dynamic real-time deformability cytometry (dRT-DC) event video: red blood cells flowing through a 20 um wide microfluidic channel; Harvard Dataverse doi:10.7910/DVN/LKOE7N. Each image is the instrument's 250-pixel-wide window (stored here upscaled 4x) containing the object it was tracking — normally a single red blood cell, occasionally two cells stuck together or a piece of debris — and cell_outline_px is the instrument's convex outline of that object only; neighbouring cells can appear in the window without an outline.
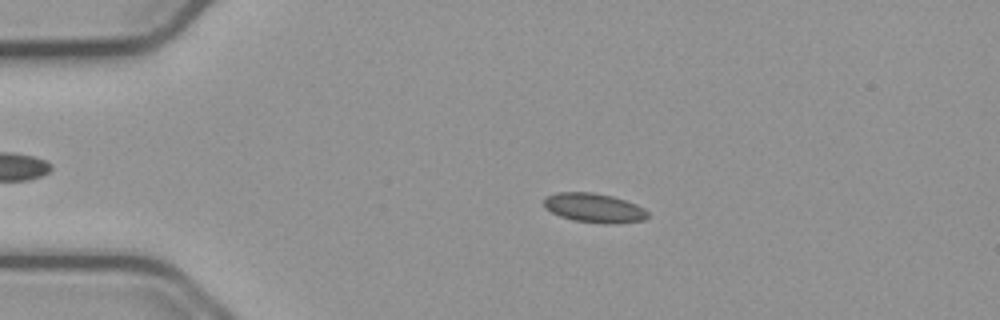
{"species": "common noctule bat (a hibernating species)", "species_latin": "Nyctalus noctula", "temperature_condition": "cold", "stored_images_in_passage": 54, "camera_frame_rate_fps": 3000, "um_per_image_px": 0.085, "animal": {"sex": "male", "body_mass_g": 23.1, "forearm_length_mm": 52.7}, "frame": {"image": 1, "passage_image": 11, "time_ms": 3.333, "image_size_px": [1000, 320], "cell_outline_px": [[648, 216], [644, 220], [572, 220], [560, 216], [544, 208], [544, 196], [556, 192], [592, 192], [612, 196], [636, 204], [644, 208], [648, 212]], "centroid_in_image_um": [50.39, 17.59], "position_along_channel_um": 34.6, "area_um2": 16.7}}
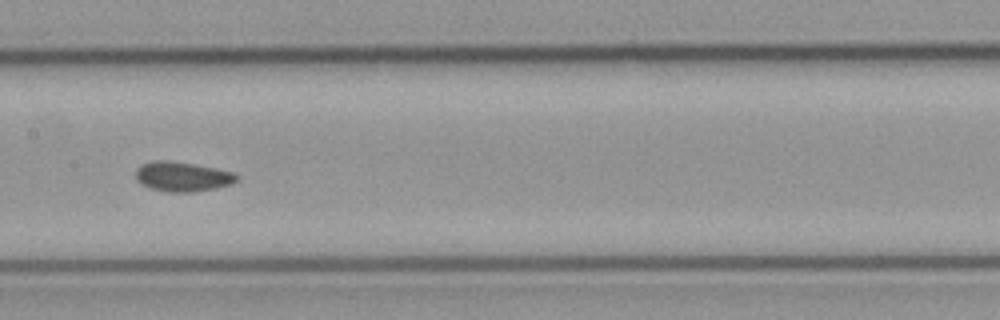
{"frame": {"image": 2, "passage_image": 27, "time_ms": 8.667, "image_size_px": [1000, 320], "cell_outline_px": [[236, 180], [232, 184], [192, 192], [168, 192], [152, 188], [136, 180], [136, 168], [152, 160], [164, 160], [192, 164], [216, 168], [232, 172], [236, 176]], "centroid_in_image_um": [15.48, 15.0], "position_along_channel_um": 191.9, "area_um2": 17.05}}
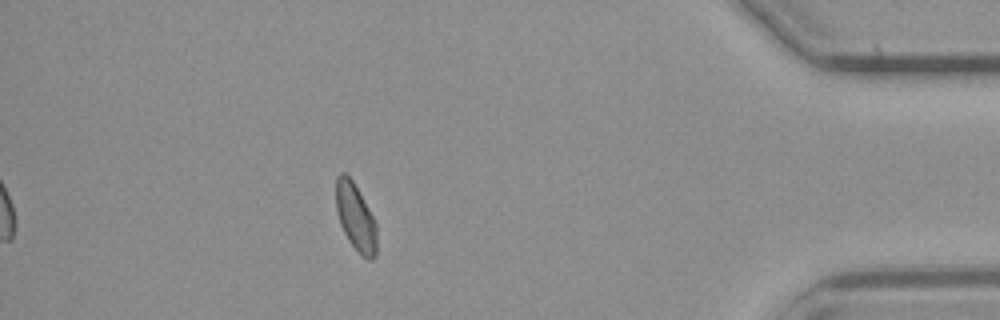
{"frame": {"image": 3, "passage_image": 48, "time_ms": 15.667, "image_size_px": [1000, 320], "cell_outline_px": [[376, 256], [372, 260], [368, 260], [360, 256], [348, 240], [340, 224], [336, 212], [336, 176], [340, 172], [344, 172], [352, 180], [368, 208], [376, 224]], "centroid_in_image_um": [30.21, 18.5], "position_along_channel_um": 405.0, "area_um2": 16.01}, "authors_computed_cell_mechanics": {"area_um2": 16.7042, "velocity_mm_per_s": 3.7438, "shape_relaxation_time_tau1_ms": 5.6625, "shape_relaxation_time_tau2_ms": 1.5337, "deformation_change_tau1": 0.091, "deformation_change_tau2": 0.0596}}